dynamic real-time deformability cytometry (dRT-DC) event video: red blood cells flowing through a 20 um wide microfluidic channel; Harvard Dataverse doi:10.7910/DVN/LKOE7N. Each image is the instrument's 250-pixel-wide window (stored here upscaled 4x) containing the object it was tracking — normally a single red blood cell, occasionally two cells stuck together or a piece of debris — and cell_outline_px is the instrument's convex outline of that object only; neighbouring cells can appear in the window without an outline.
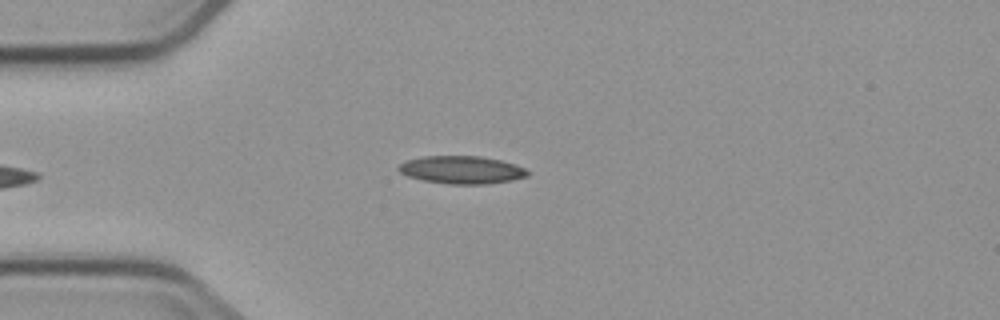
{"species": "common noctule bat (a hibernating species)", "species_latin": "Nyctalus noctula", "temperature_condition": "cold", "stored_images_in_passage": 2, "camera_frame_rate_fps": 3000, "um_per_image_px": 0.085, "animal": {"sex": "male", "body_mass_g": 23.1, "forearm_length_mm": 52.7}, "frame": {"image": 1, "passage_image": 2, "time_ms": 1.0, "image_size_px": [1000, 320], "cell_outline_px": [[528, 176], [512, 180], [484, 184], [448, 184], [424, 180], [408, 176], [400, 172], [396, 168], [400, 164], [408, 160], [424, 156], [480, 156], [500, 160], [516, 164], [524, 168], [528, 172]], "centroid_in_image_um": [39.25, 14.43], "position_along_channel_um": 45.8, "area_um2": 20.75}}